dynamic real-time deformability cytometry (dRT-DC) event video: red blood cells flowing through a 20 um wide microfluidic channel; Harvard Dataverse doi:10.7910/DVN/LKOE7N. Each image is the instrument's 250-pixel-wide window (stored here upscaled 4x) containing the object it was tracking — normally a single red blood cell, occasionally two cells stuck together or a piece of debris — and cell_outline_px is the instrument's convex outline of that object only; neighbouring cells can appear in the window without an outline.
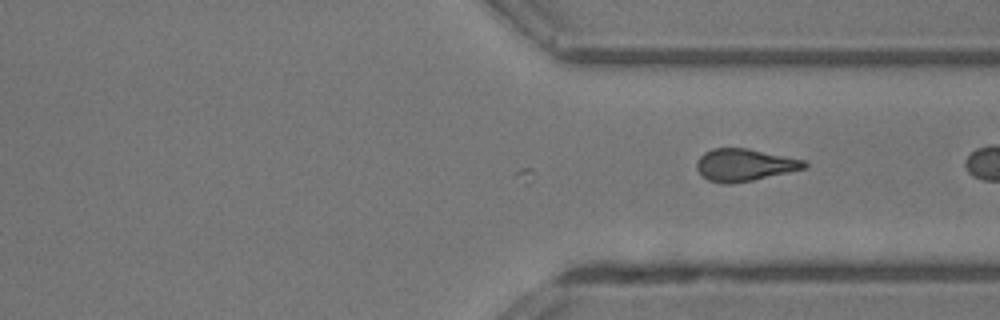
{"species": "common noctule bat (a hibernating species)", "species_latin": "Nyctalus noctula", "temperature_condition": "room temperature", "stored_images_in_passage": 26, "camera_frame_rate_fps": 3000, "um_per_image_px": 0.085, "animal": {"sex": "male", "body_mass_g": 13.3}, "frame": {"image": 1, "passage_image": 26, "time_ms": 8.333, "image_size_px": [1000, 320], "cell_outline_px": [[808, 164], [804, 168], [788, 172], [752, 180], [728, 184], [720, 184], [708, 180], [696, 168], [696, 164], [700, 156], [704, 152], [712, 148], [748, 148], [804, 160]], "centroid_in_image_um": [63.24, 14.01], "position_along_channel_um": 348.2, "area_um2": 20.06}}